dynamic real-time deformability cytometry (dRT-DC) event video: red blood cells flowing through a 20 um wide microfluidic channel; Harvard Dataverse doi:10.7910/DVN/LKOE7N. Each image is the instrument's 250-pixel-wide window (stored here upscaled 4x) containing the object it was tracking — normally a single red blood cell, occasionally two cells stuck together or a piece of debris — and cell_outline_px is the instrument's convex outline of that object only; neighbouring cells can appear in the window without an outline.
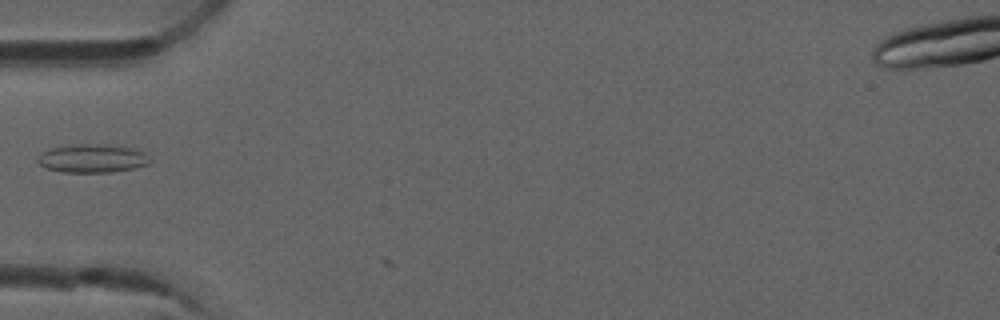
{"species": "common noctule bat (a hibernating species)", "species_latin": "Nyctalus noctula", "temperature_condition": "room temperature", "stored_images_in_passage": 2, "camera_frame_rate_fps": 3000, "um_per_image_px": 0.085, "animal": {"sex": "male", "forearm_length_mm": 52.5}, "frame": {"image": 1, "passage_image": 1, "time_ms": 0.0, "image_size_px": [1000, 320], "cell_outline_px": [[152, 160], [148, 164], [136, 168], [112, 172], [64, 172], [44, 168], [36, 160], [48, 148], [80, 144], [108, 144], [132, 148], [144, 152]], "centroid_in_image_um": [7.88, 13.47], "position_along_channel_um": 77.1, "area_um2": 18.67}}
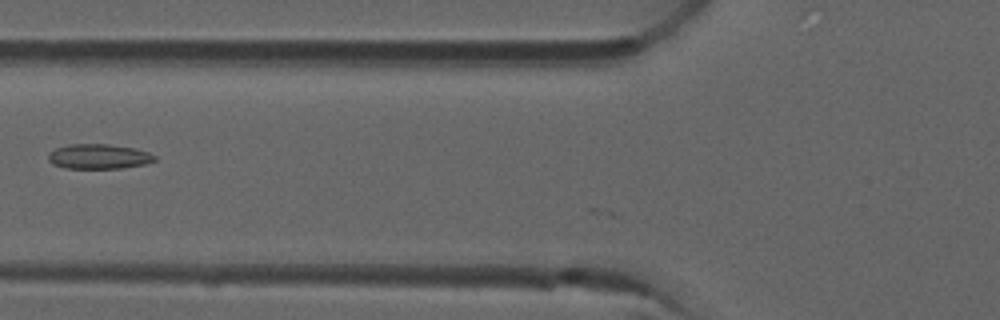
{"frame": {"image": 2, "passage_image": 2, "time_ms": 0.333, "image_size_px": [1000, 320], "cell_outline_px": [[156, 160], [144, 164], [120, 168], [64, 168], [52, 164], [48, 160], [48, 152], [56, 148], [68, 144], [108, 144], [136, 148], [148, 152], [156, 156]], "centroid_in_image_um": [8.37, 13.29], "position_along_channel_um": 117.4, "area_um2": 15.49}}